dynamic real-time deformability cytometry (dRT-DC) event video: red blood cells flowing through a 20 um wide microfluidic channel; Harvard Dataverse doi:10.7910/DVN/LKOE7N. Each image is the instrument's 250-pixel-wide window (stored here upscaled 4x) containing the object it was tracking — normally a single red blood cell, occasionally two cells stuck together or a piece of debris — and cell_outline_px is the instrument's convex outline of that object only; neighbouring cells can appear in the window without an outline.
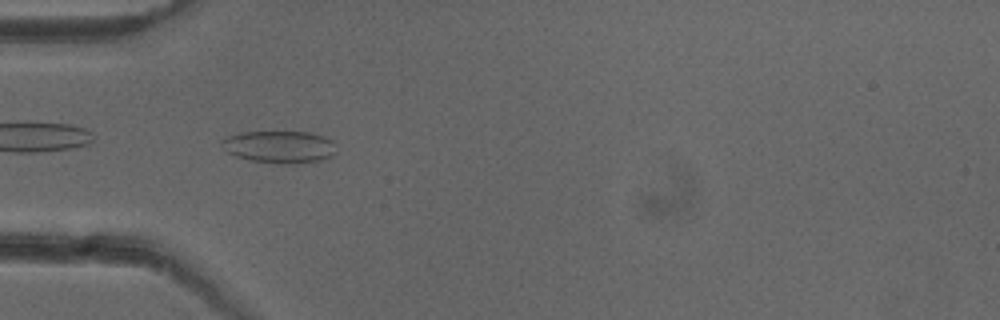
{"species": "common noctule bat (a hibernating species)", "species_latin": "Nyctalus noctula", "temperature_condition": "cold", "stored_images_in_passage": 37, "camera_frame_rate_fps": 3000, "um_per_image_px": 0.085, "animal": {"sex": "female"}, "frame": {"image": 1, "passage_image": 2, "time_ms": 0.333, "image_size_px": [1000, 320], "cell_outline_px": [[336, 152], [332, 156], [320, 160], [300, 164], [280, 164], [248, 160], [236, 156], [228, 152], [220, 144], [220, 140], [228, 136], [240, 132], [276, 128], [312, 132], [324, 136], [332, 140], [336, 144]], "centroid_in_image_um": [23.77, 12.42], "position_along_channel_um": 61.2, "area_um2": 22.95}}
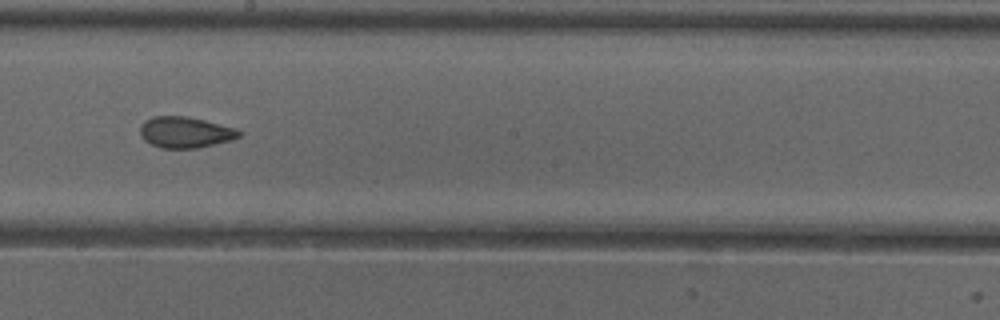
{"frame": {"image": 2, "passage_image": 15, "time_ms": 4.667, "image_size_px": [1000, 320], "cell_outline_px": [[244, 132], [240, 136], [232, 140], [200, 148], [160, 148], [144, 140], [140, 136], [140, 124], [144, 120], [152, 116], [188, 116], [236, 128]], "centroid_in_image_um": [15.75, 11.24], "position_along_channel_um": 232.4, "area_um2": 18.21}}
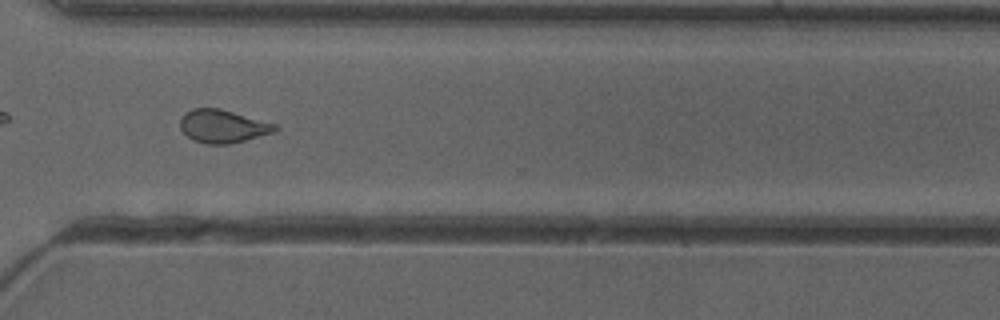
{"frame": {"image": 3, "passage_image": 24, "time_ms": 7.667, "image_size_px": [1000, 320], "cell_outline_px": [[280, 128], [276, 132], [228, 144], [208, 144], [192, 140], [180, 128], [180, 120], [184, 112], [192, 108], [220, 108], [276, 124]], "centroid_in_image_um": [18.94, 10.72], "position_along_channel_um": 351.7, "area_um2": 18.32}, "authors_computed_cell_mechanics": {"area_um2": 18.496, "velocity_mm_per_s": 3.9925, "shape_relaxation_time_tau1_ms": null, "shape_relaxation_time_tau2_ms": 2.4773, "deformation_change_tau1": null, "deformation_change_tau2": 0.0735}}